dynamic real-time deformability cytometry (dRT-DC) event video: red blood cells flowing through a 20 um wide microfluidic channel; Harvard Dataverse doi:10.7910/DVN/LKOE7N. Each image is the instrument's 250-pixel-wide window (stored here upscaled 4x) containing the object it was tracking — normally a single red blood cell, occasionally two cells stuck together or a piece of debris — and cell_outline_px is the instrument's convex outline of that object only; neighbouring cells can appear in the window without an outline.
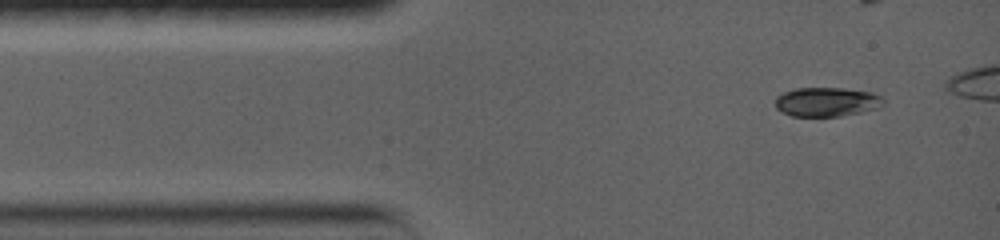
{"species": "common noctule bat (a hibernating species)", "species_latin": "Nyctalus noctula", "temperature_condition": "warm", "stored_images_in_passage": 13, "camera_frame_rate_fps": 5000, "um_per_image_px": 0.085, "animal": {"sex": "female", "body_mass_g": 19.0, "forearm_length_mm": 56.7}, "frame": {"image": 1, "passage_image": 1, "time_ms": 0.0, "image_size_px": [1000, 240], "cell_outline_px": [[884, 104], [860, 112], [840, 116], [792, 116], [776, 108], [776, 96], [784, 92], [796, 88], [840, 88], [868, 92], [880, 96], [884, 100]], "centroid_in_image_um": [70.22, 8.66], "position_along_channel_um": 14.8, "area_um2": 17.98}}
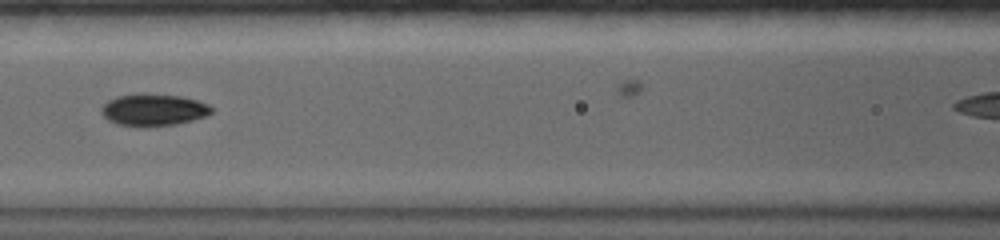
{"frame": {"image": 2, "passage_image": 6, "time_ms": 5.2, "image_size_px": [1000, 240], "cell_outline_px": [[212, 112], [204, 116], [192, 120], [176, 124], [148, 128], [144, 128], [116, 124], [108, 120], [100, 112], [100, 108], [108, 100], [116, 96], [140, 92], [180, 96], [196, 100], [208, 104], [212, 108]], "centroid_in_image_um": [12.99, 9.34], "position_along_channel_um": 153.6, "area_um2": 20.98}}
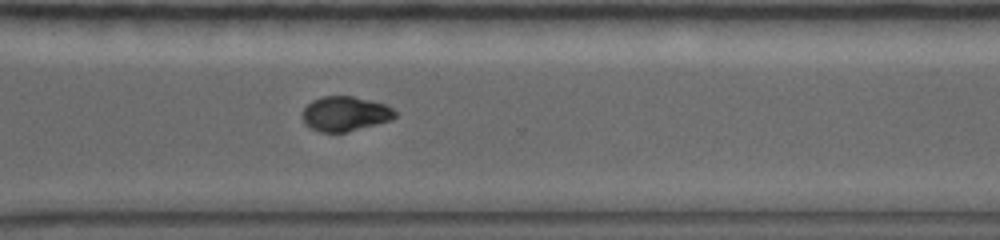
{"frame": {"image": 3, "passage_image": 11, "time_ms": 10.4, "image_size_px": [1000, 240], "cell_outline_px": [[396, 116], [392, 120], [348, 132], [320, 132], [304, 124], [304, 108], [312, 100], [320, 96], [352, 96], [384, 104], [392, 108], [396, 112]], "centroid_in_image_um": [29.35, 9.67], "position_along_channel_um": 341.3, "area_um2": 18.67}}